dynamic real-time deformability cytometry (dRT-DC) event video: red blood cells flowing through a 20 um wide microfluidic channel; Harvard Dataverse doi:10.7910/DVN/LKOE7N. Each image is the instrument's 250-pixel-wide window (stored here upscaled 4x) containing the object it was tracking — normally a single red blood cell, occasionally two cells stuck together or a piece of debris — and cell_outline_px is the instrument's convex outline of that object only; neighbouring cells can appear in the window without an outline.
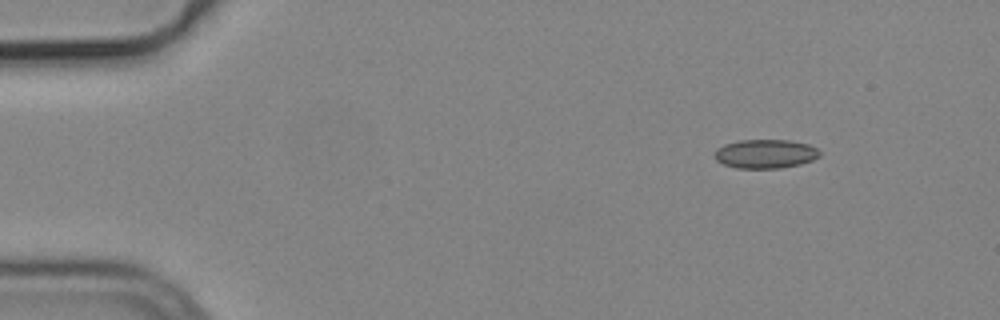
{"species": "common noctule bat (a hibernating species)", "species_latin": "Nyctalus noctula", "temperature_condition": "cold", "stored_images_in_passage": 50, "camera_frame_rate_fps": 3000, "um_per_image_px": 0.085, "animal": {"sex": "male", "body_mass_g": 19.2, "forearm_length_mm": 51.8}, "frame": {"image": 1, "passage_image": 1, "time_ms": 0.0, "image_size_px": [1000, 320], "cell_outline_px": [[820, 156], [812, 160], [800, 164], [780, 168], [736, 168], [724, 164], [716, 160], [716, 148], [724, 144], [740, 140], [788, 140], [808, 144], [816, 148], [820, 152]], "centroid_in_image_um": [65.06, 13.07], "position_along_channel_um": 19.9, "area_um2": 17.63}}
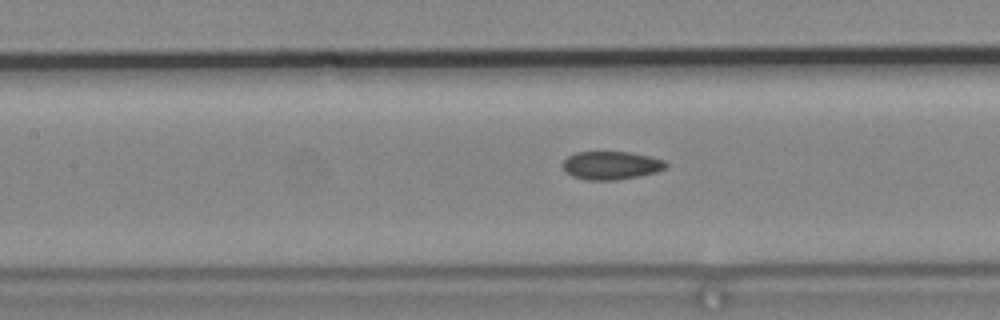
{"frame": {"image": 2, "passage_image": 19, "time_ms": 6.0, "image_size_px": [1000, 320], "cell_outline_px": [[668, 164], [664, 168], [656, 172], [616, 180], [588, 180], [572, 176], [564, 172], [564, 160], [568, 156], [576, 152], [628, 152], [648, 156], [664, 160]], "centroid_in_image_um": [51.92, 14.06], "position_along_channel_um": 155.5, "area_um2": 16.76}}
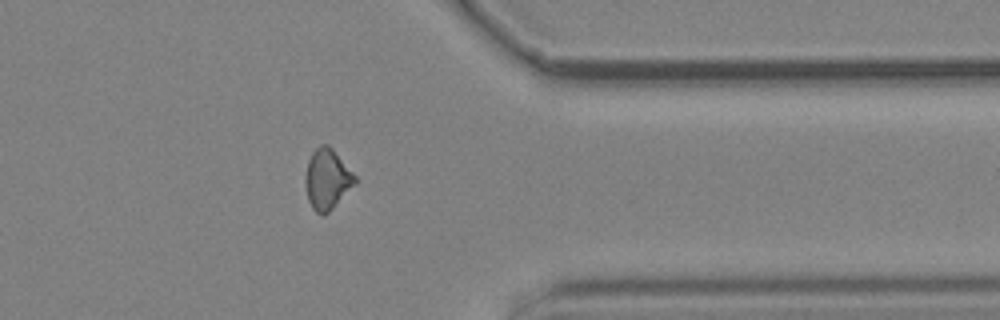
{"frame": {"image": 3, "passage_image": 38, "time_ms": 12.333, "image_size_px": [1000, 320], "cell_outline_px": [[356, 184], [328, 212], [316, 212], [312, 208], [308, 200], [304, 180], [304, 176], [308, 160], [312, 152], [320, 144], [328, 144], [332, 148], [356, 176]], "centroid_in_image_um": [27.79, 15.2], "position_along_channel_um": 383.6, "area_um2": 17.34}, "authors_computed_cell_mechanics": {"area_um2": 17.2244, "velocity_mm_per_s": 3.7795, "shape_relaxation_time_tau1_ms": null, "shape_relaxation_time_tau2_ms": 3.293, "deformation_change_tau1": null, "deformation_change_tau2": 0.085}}